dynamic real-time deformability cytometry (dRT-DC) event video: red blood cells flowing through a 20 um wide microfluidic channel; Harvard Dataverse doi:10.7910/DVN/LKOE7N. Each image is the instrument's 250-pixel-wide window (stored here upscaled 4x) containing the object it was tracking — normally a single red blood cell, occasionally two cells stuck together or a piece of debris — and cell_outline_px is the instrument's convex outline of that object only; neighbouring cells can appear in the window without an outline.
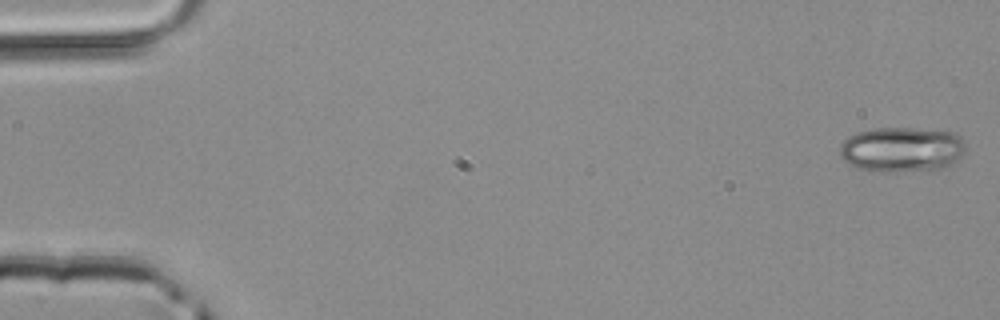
{"species": "common noctule bat (a hibernating species)", "species_latin": "Nyctalus noctula", "temperature_condition": "room temperature", "stored_images_in_passage": 48, "camera_frame_rate_fps": 3000, "um_per_image_px": 0.085, "animal": {"sex": "male", "body_mass_g": 20.4}, "frame": {"image": 1, "passage_image": 1, "time_ms": 0.0, "image_size_px": [1000, 320], "cell_outline_px": [[964, 152], [956, 160], [944, 168], [936, 172], [872, 172], [856, 168], [848, 164], [840, 156], [840, 144], [848, 136], [856, 132], [872, 128], [916, 128], [952, 132], [960, 136], [964, 144]], "centroid_in_image_um": [76.63, 12.74], "position_along_channel_um": 8.4, "area_um2": 33.93}}
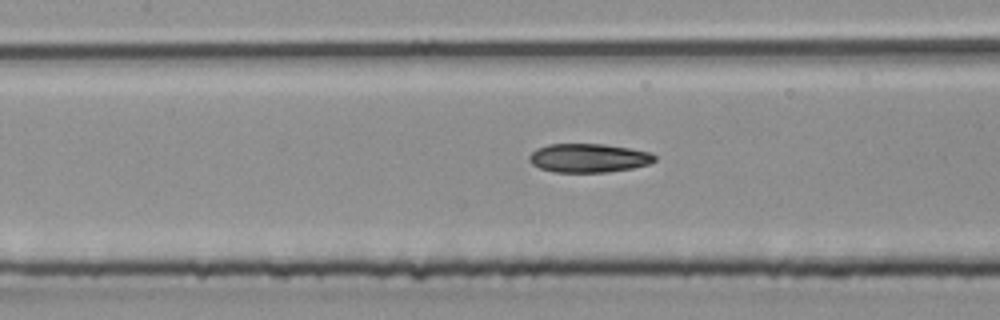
{"frame": {"image": 2, "passage_image": 22, "time_ms": 7.0, "image_size_px": [1000, 320], "cell_outline_px": [[656, 160], [648, 164], [632, 168], [608, 172], [552, 172], [540, 168], [532, 164], [528, 160], [528, 156], [536, 148], [548, 144], [604, 144], [652, 152], [656, 156]], "centroid_in_image_um": [50.01, 13.43], "position_along_channel_um": 157.4, "area_um2": 21.15}}
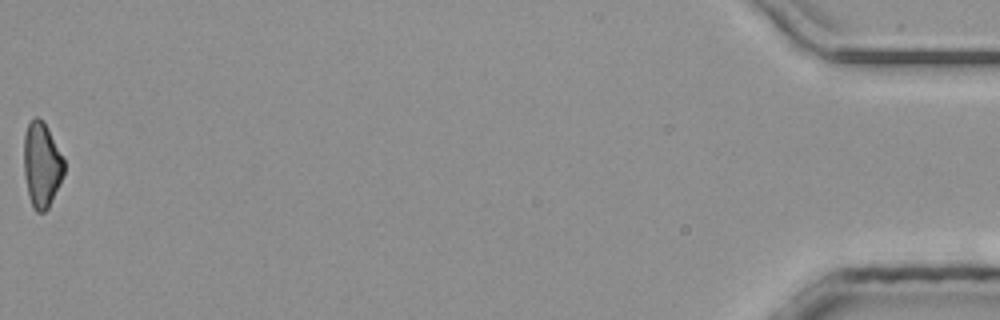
{"frame": {"image": 3, "passage_image": 48, "time_ms": 15.667, "image_size_px": [1000, 320], "cell_outline_px": [[64, 176], [48, 208], [44, 212], [36, 212], [32, 208], [24, 176], [24, 132], [28, 124], [36, 116], [44, 120], [64, 160]], "centroid_in_image_um": [3.54, 14.01], "position_along_channel_um": 431.7, "area_um2": 20.0}}